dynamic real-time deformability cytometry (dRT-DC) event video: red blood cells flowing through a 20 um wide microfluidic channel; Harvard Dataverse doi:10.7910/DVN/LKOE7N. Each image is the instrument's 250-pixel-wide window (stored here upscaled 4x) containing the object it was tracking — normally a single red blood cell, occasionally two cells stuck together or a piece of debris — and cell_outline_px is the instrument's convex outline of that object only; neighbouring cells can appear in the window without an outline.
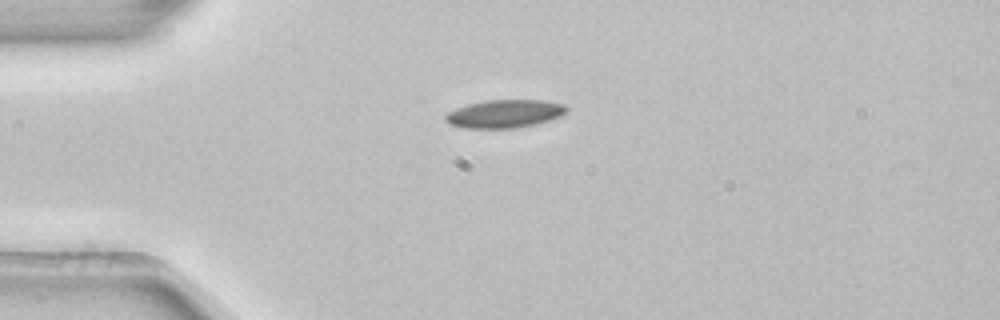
{"species": "common noctule bat (a hibernating species)", "species_latin": "Nyctalus noctula", "temperature_condition": "room temperature", "stored_images_in_passage": 2, "camera_frame_rate_fps": 3000, "um_per_image_px": 0.085, "animal": {"sex": "female", "body_mass_g": 22.7, "forearm_length_mm": 54.2}, "frame": {"image": 1, "passage_image": 2, "time_ms": 0.333, "image_size_px": [1000, 320], "cell_outline_px": [[568, 112], [560, 116], [548, 120], [516, 128], [464, 128], [448, 124], [444, 120], [444, 116], [448, 112], [456, 108], [468, 104], [488, 100], [544, 100], [564, 104], [568, 108]], "centroid_in_image_um": [42.87, 9.67], "position_along_channel_um": 42.1, "area_um2": 19.83}}